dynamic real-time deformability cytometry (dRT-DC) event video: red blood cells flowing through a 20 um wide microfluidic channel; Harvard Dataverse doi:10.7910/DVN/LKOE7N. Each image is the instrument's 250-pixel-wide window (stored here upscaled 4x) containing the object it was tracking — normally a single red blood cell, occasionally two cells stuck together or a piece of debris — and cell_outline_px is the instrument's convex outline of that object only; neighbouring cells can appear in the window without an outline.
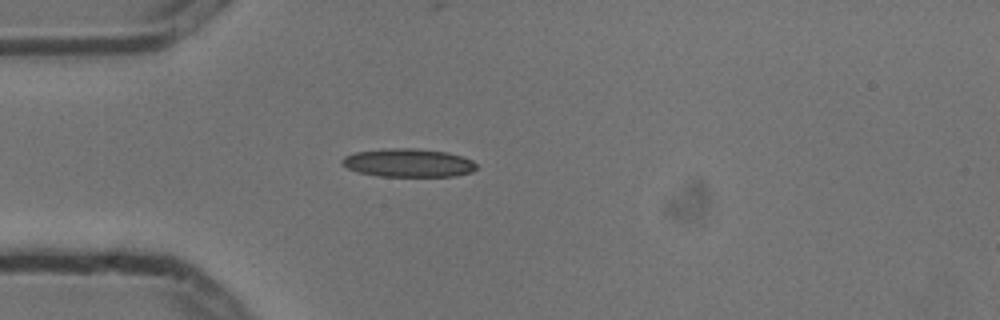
{"species": "common noctule bat (a hibernating species)", "species_latin": "Nyctalus noctula", "temperature_condition": "cold", "stored_images_in_passage": 2, "camera_frame_rate_fps": 3000, "um_per_image_px": 0.085, "animal": {"sex": "male", "body_mass_g": 13.3}, "frame": {"image": 1, "passage_image": 1, "time_ms": 0.0, "image_size_px": [1000, 320], "cell_outline_px": [[480, 168], [472, 172], [456, 176], [380, 176], [356, 172], [340, 164], [340, 160], [344, 156], [356, 152], [384, 148], [416, 148], [448, 152], [472, 160]], "centroid_in_image_um": [34.7, 13.84], "position_along_channel_um": 50.3, "area_um2": 22.48}}